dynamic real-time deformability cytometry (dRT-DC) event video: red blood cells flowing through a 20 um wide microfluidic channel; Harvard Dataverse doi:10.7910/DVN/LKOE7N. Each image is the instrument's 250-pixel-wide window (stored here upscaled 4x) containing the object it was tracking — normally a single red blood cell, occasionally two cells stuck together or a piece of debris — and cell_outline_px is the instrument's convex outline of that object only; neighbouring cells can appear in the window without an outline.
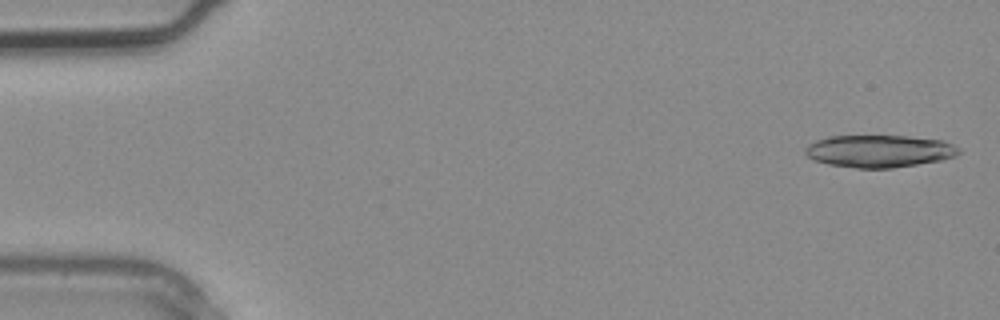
{"species": "common noctule bat (a hibernating species)", "species_latin": "Nyctalus noctula", "temperature_condition": "warm", "stored_images_in_passage": 3, "camera_frame_rate_fps": 3000, "um_per_image_px": 0.085, "animal": {"sex": "male", "body_mass_g": 20.4}, "frame": {"image": 1, "passage_image": 1, "time_ms": 0.0, "image_size_px": [1000, 320], "cell_outline_px": [[960, 152], [956, 156], [940, 160], [892, 168], [856, 168], [828, 164], [812, 160], [804, 152], [804, 148], [808, 144], [816, 140], [828, 136], [908, 136], [944, 140], [960, 148]], "centroid_in_image_um": [74.71, 12.84], "position_along_channel_um": 10.3, "area_um2": 29.07}}
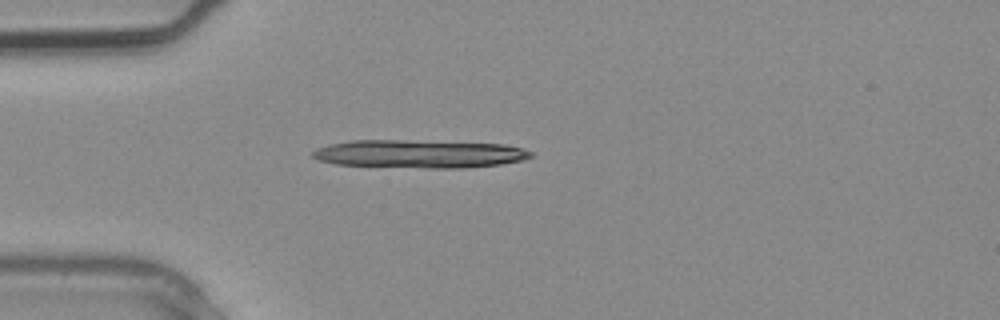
{"frame": {"image": 2, "passage_image": 3, "time_ms": 0.667, "image_size_px": [1000, 320], "cell_outline_px": [[532, 156], [520, 160], [500, 164], [464, 168], [428, 168], [336, 164], [320, 160], [312, 156], [312, 152], [316, 148], [328, 144], [348, 140], [404, 140], [504, 144], [520, 148], [532, 152]], "centroid_in_image_um": [35.59, 13.07], "position_along_channel_um": 49.4, "area_um2": 35.55}}